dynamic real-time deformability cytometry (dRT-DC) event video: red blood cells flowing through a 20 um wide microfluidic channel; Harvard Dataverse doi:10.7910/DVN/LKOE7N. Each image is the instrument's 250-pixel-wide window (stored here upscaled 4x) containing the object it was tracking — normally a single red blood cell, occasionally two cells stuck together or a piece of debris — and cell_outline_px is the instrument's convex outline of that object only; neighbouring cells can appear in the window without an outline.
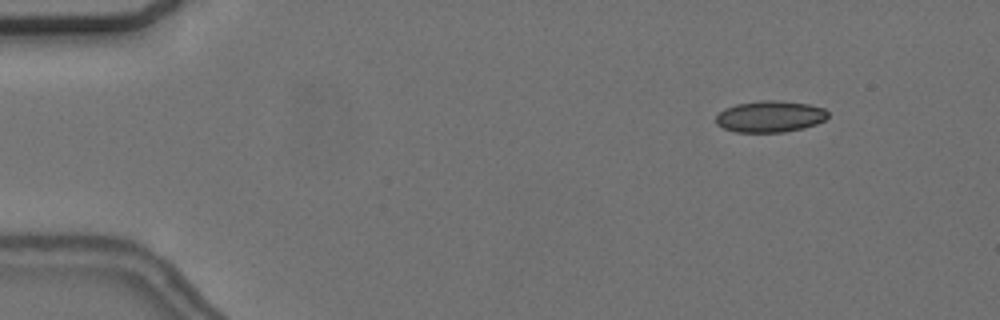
{"species": "common noctule bat (a hibernating species)", "species_latin": "Nyctalus noctula", "temperature_condition": "cold", "stored_images_in_passage": 56, "camera_frame_rate_fps": 3000, "um_per_image_px": 0.085, "animal": {"sex": "female", "body_mass_g": 24.6, "forearm_length_mm": 56.2}, "frame": {"image": 1, "passage_image": 7, "time_ms": 2.0, "image_size_px": [1000, 320], "cell_outline_px": [[828, 116], [824, 120], [816, 124], [804, 128], [784, 132], [736, 132], [724, 128], [716, 124], [716, 116], [724, 108], [736, 104], [760, 100], [776, 100], [808, 104], [824, 108], [828, 112]], "centroid_in_image_um": [65.45, 9.9], "position_along_channel_um": 19.6, "area_um2": 20.58}}
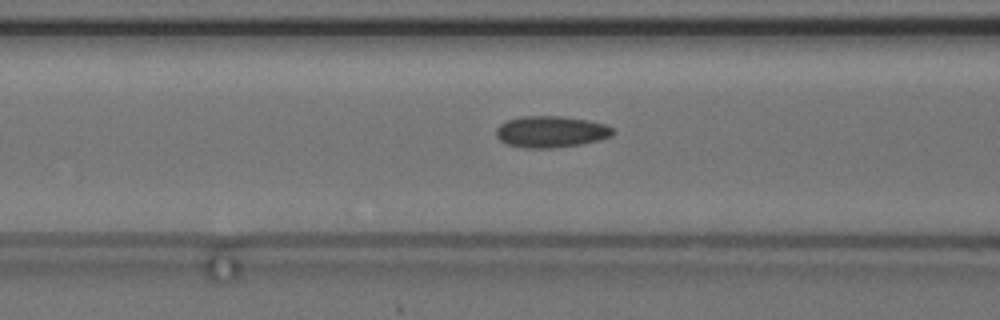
{"frame": {"image": 2, "passage_image": 23, "time_ms": 7.333, "image_size_px": [1000, 320], "cell_outline_px": [[616, 132], [612, 136], [600, 140], [580, 144], [552, 148], [524, 148], [508, 144], [500, 140], [496, 136], [496, 128], [500, 124], [508, 120], [520, 116], [560, 116], [588, 120], [604, 124], [612, 128]], "centroid_in_image_um": [46.83, 11.2], "position_along_channel_um": 119.8, "area_um2": 21.44}}
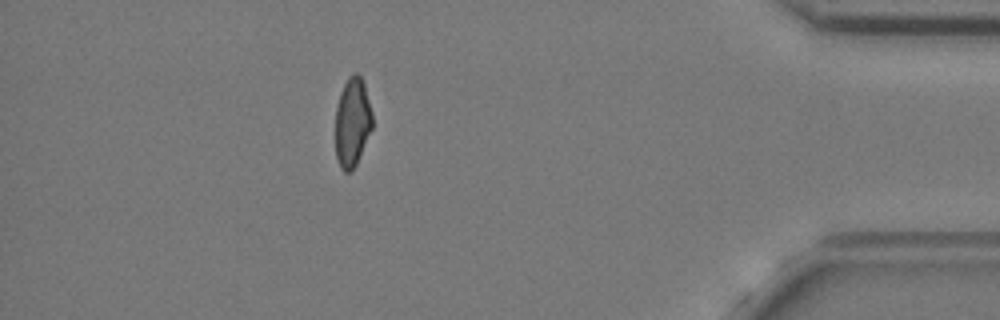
{"frame": {"image": 3, "passage_image": 50, "time_ms": 16.333, "image_size_px": [1000, 320], "cell_outline_px": [[372, 128], [356, 164], [352, 172], [344, 172], [340, 168], [336, 156], [336, 108], [340, 92], [348, 76], [352, 72], [356, 72], [360, 76], [364, 84], [372, 112]], "centroid_in_image_um": [29.94, 10.38], "position_along_channel_um": 405.3, "area_um2": 19.19}, "authors_computed_cell_mechanics": {"area_um2": 20.4034, "velocity_mm_per_s": 3.6921, "shape_relaxation_time_tau1_ms": null, "shape_relaxation_time_tau2_ms": 1.99, "deformation_change_tau1": null, "deformation_change_tau2": 0.0824}}